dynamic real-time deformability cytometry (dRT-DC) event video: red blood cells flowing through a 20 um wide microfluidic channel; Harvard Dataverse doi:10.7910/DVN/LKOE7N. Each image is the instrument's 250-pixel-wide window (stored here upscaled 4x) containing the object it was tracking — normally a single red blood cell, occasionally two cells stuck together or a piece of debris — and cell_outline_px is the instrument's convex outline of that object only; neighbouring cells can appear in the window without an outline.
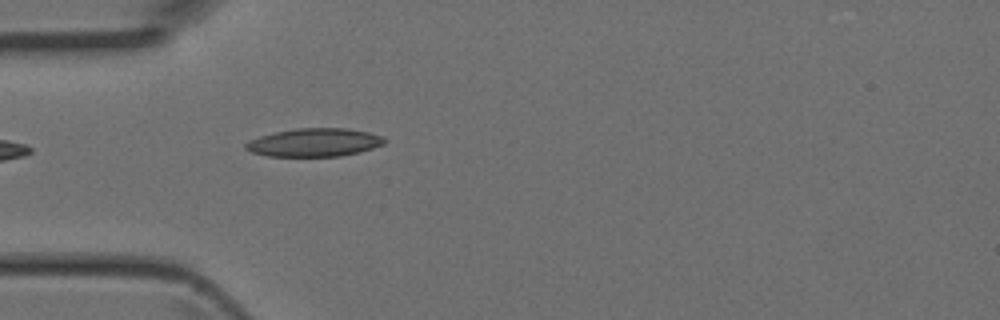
{"species": "Egyptian fruit bat (a non-hibernating species)", "species_latin": "Rousettus aegyptiacus", "temperature_condition": "room temperature", "stored_images_in_passage": 1, "camera_frame_rate_fps": 3000, "um_per_image_px": 0.085, "animal": {"sex": "female"}, "frame": {"image": 1, "passage_image": 1, "time_ms": 0.0, "image_size_px": [1000, 320], "cell_outline_px": [[388, 140], [384, 144], [360, 152], [340, 156], [268, 156], [252, 152], [244, 148], [244, 144], [248, 140], [260, 136], [276, 132], [296, 128], [348, 128], [368, 132], [384, 136]], "centroid_in_image_um": [26.74, 12.1], "position_along_channel_um": 58.3, "area_um2": 22.95}}